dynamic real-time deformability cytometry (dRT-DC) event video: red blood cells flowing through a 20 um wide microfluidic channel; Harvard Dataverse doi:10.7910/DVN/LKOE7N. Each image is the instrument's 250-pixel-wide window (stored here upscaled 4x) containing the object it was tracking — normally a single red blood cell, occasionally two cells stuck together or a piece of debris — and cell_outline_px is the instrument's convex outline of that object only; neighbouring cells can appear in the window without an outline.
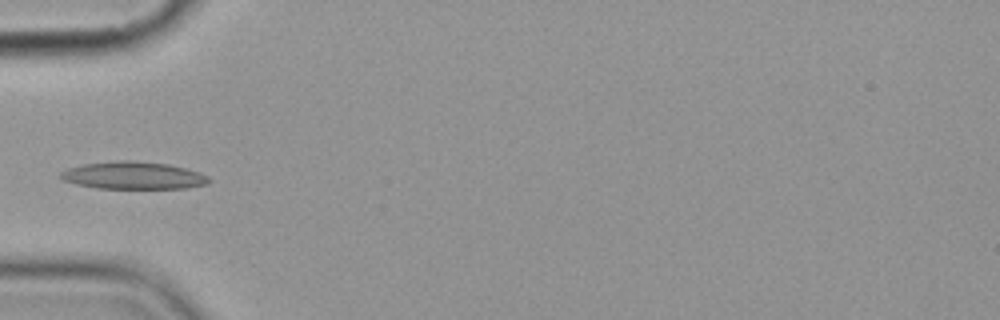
{"species": "common noctule bat (a hibernating species)", "species_latin": "Nyctalus noctula", "temperature_condition": "cold", "stored_images_in_passage": 6, "camera_frame_rate_fps": 3000, "um_per_image_px": 0.085, "animal": {"sex": "female", "body_mass_g": 19.9}, "frame": {"image": 1, "passage_image": 4, "time_ms": 4.667, "image_size_px": [1000, 320], "cell_outline_px": [[212, 180], [208, 184], [188, 188], [96, 188], [76, 184], [64, 180], [60, 176], [60, 172], [68, 168], [84, 164], [116, 160], [132, 160], [168, 164], [200, 172], [208, 176]], "centroid_in_image_um": [11.36, 14.91], "position_along_channel_um": 73.6, "area_um2": 23.76}}
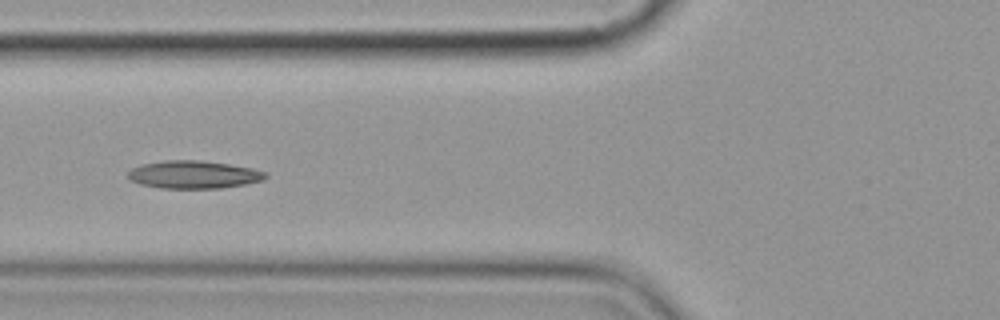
{"frame": {"image": 2, "passage_image": 5, "time_ms": 5.667, "image_size_px": [1000, 320], "cell_outline_px": [[268, 176], [264, 180], [244, 184], [220, 188], [160, 188], [140, 184], [128, 180], [128, 172], [132, 168], [144, 164], [164, 160], [200, 160], [228, 164], [252, 168], [264, 172]], "centroid_in_image_um": [16.44, 14.84], "position_along_channel_um": 109.4, "area_um2": 22.2}}
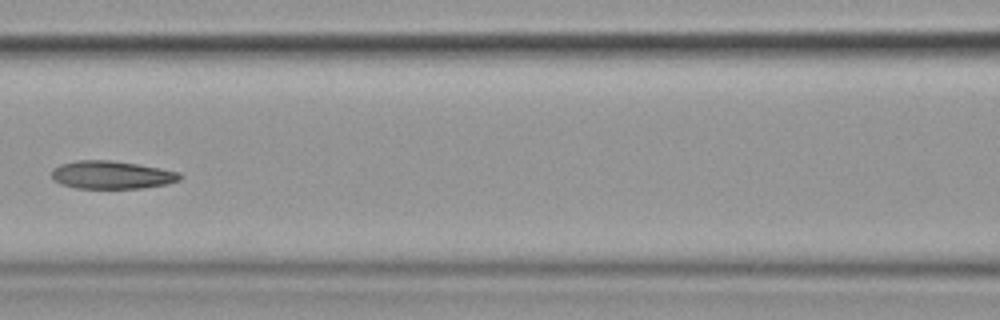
{"frame": {"image": 3, "passage_image": 6, "time_ms": 7.0, "image_size_px": [1000, 320], "cell_outline_px": [[184, 176], [180, 180], [168, 184], [144, 188], [76, 188], [60, 184], [52, 180], [52, 168], [60, 164], [76, 160], [112, 160], [160, 168], [180, 172]], "centroid_in_image_um": [9.5, 14.87], "position_along_channel_um": 157.1, "area_um2": 21.15}}